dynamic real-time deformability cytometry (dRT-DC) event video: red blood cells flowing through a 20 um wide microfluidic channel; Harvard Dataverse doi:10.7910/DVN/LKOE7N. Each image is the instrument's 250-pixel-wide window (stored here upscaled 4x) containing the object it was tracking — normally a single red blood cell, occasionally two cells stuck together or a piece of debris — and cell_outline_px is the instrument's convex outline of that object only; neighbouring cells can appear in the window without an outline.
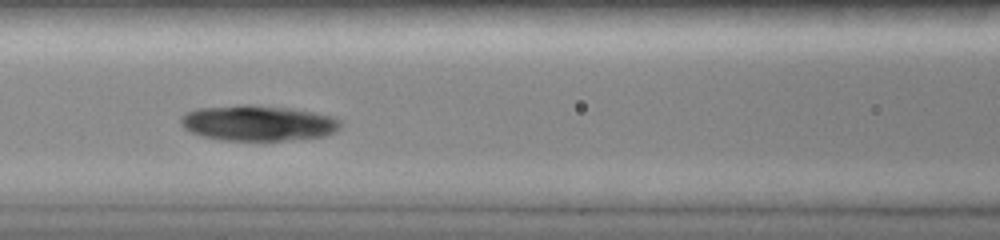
{"species": "common noctule bat (a hibernating species)", "species_latin": "Nyctalus noctula", "temperature_condition": "room temperature", "stored_images_in_passage": 32, "camera_frame_rate_fps": 3000, "um_per_image_px": 0.085, "animal": {"sex": "female", "body_mass_g": 19.0, "forearm_length_mm": 51.5}, "frame": {"image": 1, "passage_image": 14, "time_ms": 5.667, "image_size_px": [1000, 240], "cell_outline_px": [[340, 128], [324, 136], [280, 140], [220, 140], [200, 136], [184, 128], [180, 124], [180, 120], [184, 112], [196, 108], [240, 104], [248, 104], [292, 108], [332, 116], [340, 120]], "centroid_in_image_um": [21.86, 10.44], "position_along_channel_um": 144.7, "area_um2": 33.18}}
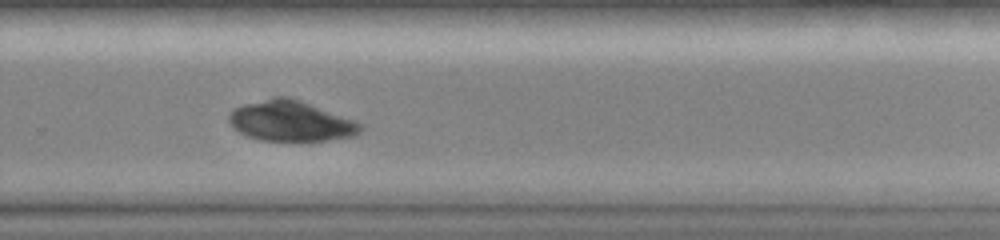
{"frame": {"image": 2, "passage_image": 23, "time_ms": 9.667, "image_size_px": [1000, 240], "cell_outline_px": [[364, 128], [356, 136], [328, 140], [260, 140], [248, 136], [232, 128], [228, 120], [228, 116], [232, 108], [244, 104], [272, 96], [288, 96], [300, 100], [356, 120], [364, 124]], "centroid_in_image_um": [24.73, 10.27], "position_along_channel_um": 305.1, "area_um2": 31.33}}